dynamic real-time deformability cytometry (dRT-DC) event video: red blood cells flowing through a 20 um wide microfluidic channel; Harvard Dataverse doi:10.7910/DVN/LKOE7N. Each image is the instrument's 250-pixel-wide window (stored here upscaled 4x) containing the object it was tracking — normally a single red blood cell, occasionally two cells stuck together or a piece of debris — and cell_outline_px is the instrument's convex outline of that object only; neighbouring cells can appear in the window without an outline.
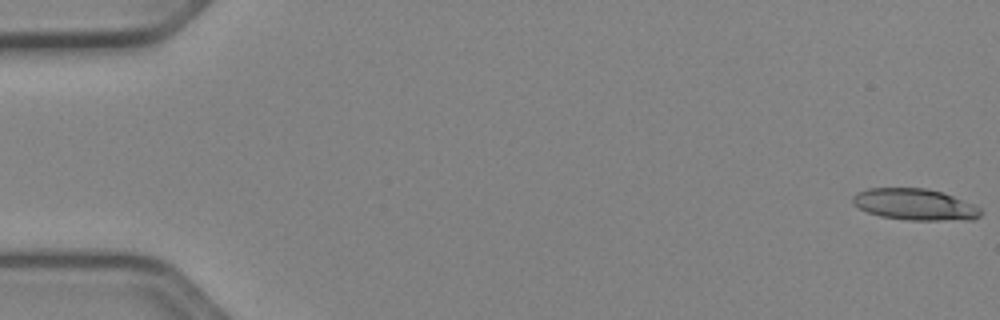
{"species": "Egyptian fruit bat (a non-hibernating species)", "species_latin": "Rousettus aegyptiacus", "temperature_condition": "cold", "stored_images_in_passage": 51, "camera_frame_rate_fps": 3000, "um_per_image_px": 0.085, "animal": {"sex": "female"}, "frame": {"image": 1, "passage_image": 1, "time_ms": 0.0, "image_size_px": [1000, 320], "cell_outline_px": [[980, 216], [972, 220], [908, 220], [880, 216], [868, 212], [852, 204], [852, 196], [856, 192], [868, 188], [924, 188], [944, 192], [972, 204], [980, 208]], "centroid_in_image_um": [77.74, 17.37], "position_along_channel_um": 7.3, "area_um2": 23.47}}
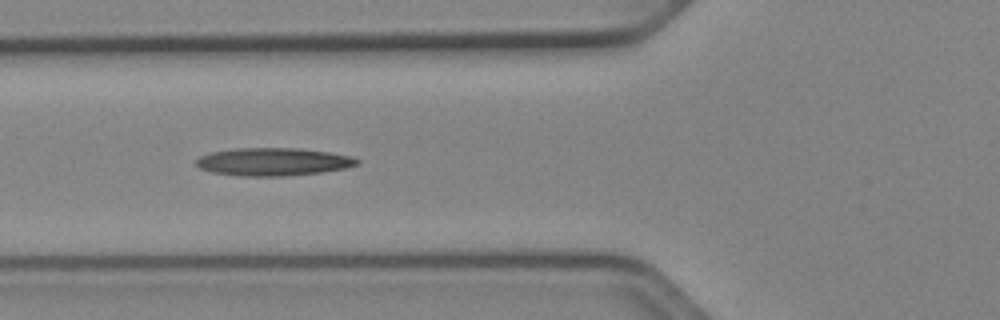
{"frame": {"image": 2, "passage_image": 20, "time_ms": 6.333, "image_size_px": [1000, 320], "cell_outline_px": [[360, 160], [356, 164], [348, 168], [324, 172], [284, 176], [236, 176], [212, 172], [200, 168], [196, 164], [196, 160], [200, 156], [208, 152], [236, 148], [300, 148], [332, 152], [352, 156]], "centroid_in_image_um": [23.23, 13.75], "position_along_channel_um": 102.6, "area_um2": 26.47}}
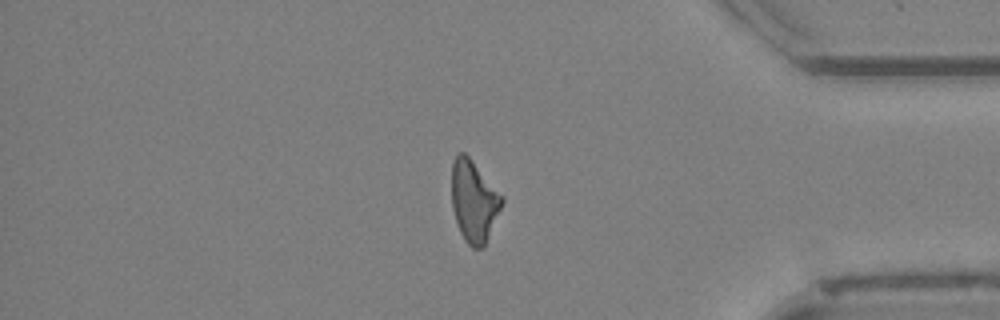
{"frame": {"image": 3, "passage_image": 44, "time_ms": 14.333, "image_size_px": [1000, 320], "cell_outline_px": [[504, 200], [484, 248], [472, 248], [464, 240], [460, 232], [452, 208], [452, 164], [456, 152], [464, 152], [468, 156], [504, 196]], "centroid_in_image_um": [40.28, 17.1], "position_along_channel_um": 394.9, "area_um2": 23.93}}